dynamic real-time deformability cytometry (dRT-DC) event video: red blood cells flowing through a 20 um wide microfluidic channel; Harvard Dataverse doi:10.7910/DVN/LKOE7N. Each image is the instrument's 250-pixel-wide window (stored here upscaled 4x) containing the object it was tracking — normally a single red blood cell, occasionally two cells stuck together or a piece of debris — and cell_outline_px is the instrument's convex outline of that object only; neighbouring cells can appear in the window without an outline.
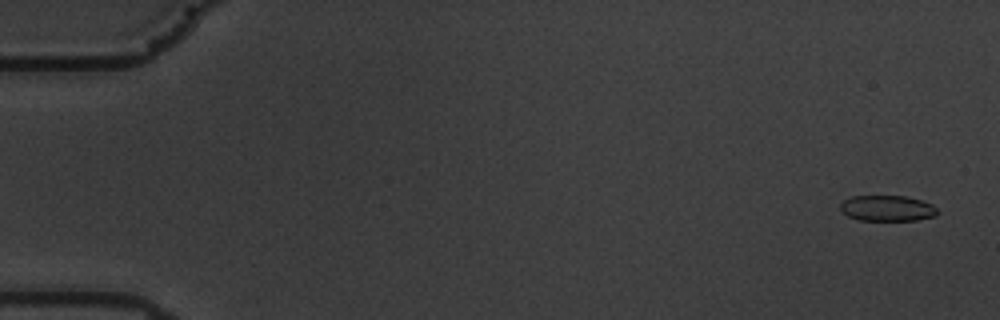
{"species": "common noctule bat (a hibernating species)", "species_latin": "Nyctalus noctula", "temperature_condition": "warm", "stored_images_in_passage": 59, "camera_frame_rate_fps": 3000, "um_per_image_px": 0.085, "animal": {"sex": "male", "body_mass_g": 19.5, "forearm_length_mm": 54.6}, "frame": {"image": 1, "passage_image": 3, "time_ms": 0.667, "image_size_px": [1000, 320], "cell_outline_px": [[940, 212], [936, 216], [916, 220], [860, 220], [848, 216], [840, 208], [840, 204], [844, 200], [852, 196], [904, 196], [920, 200], [932, 204]], "centroid_in_image_um": [75.44, 17.7], "position_along_channel_um": 9.6, "area_um2": 14.51}}
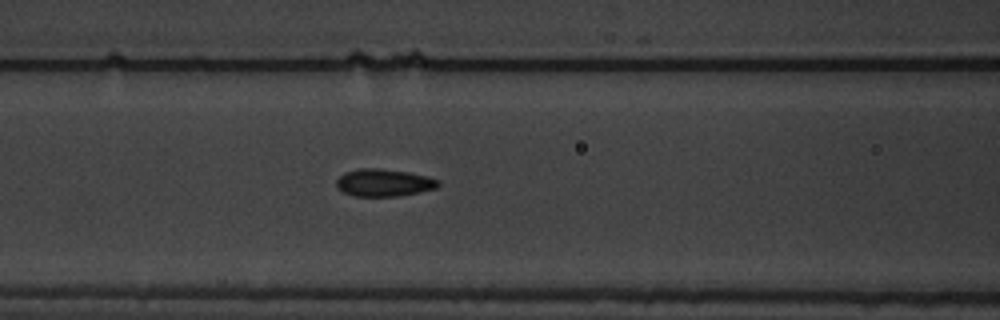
{"frame": {"image": 2, "passage_image": 26, "time_ms": 8.333, "image_size_px": [1000, 320], "cell_outline_px": [[440, 184], [436, 188], [420, 192], [400, 196], [352, 196], [336, 188], [336, 180], [344, 172], [360, 168], [380, 168], [408, 172], [428, 176], [440, 180]], "centroid_in_image_um": [32.63, 15.53], "position_along_channel_um": 134.0, "area_um2": 16.47}}
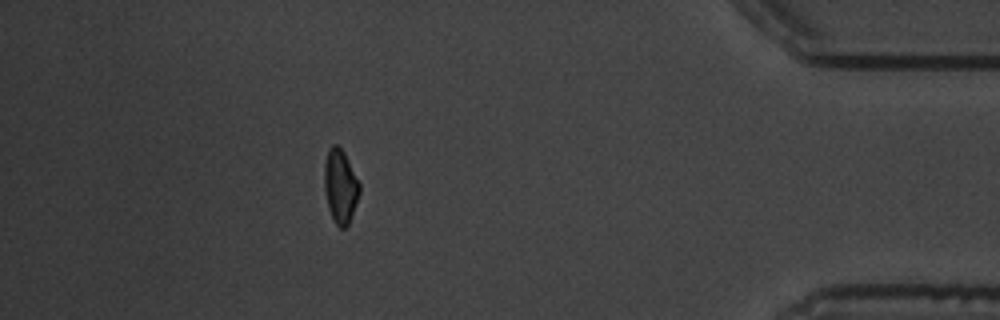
{"frame": {"image": 3, "passage_image": 53, "time_ms": 17.333, "image_size_px": [1000, 320], "cell_outline_px": [[360, 192], [348, 224], [344, 228], [340, 228], [336, 224], [328, 208], [324, 188], [324, 164], [328, 148], [332, 144], [336, 144], [344, 152], [360, 184]], "centroid_in_image_um": [28.91, 15.8], "position_along_channel_um": 406.3, "area_um2": 15.03}, "authors_computed_cell_mechanics": {"area_um2": 15.606, "velocity_mm_per_s": 3.5248, "shape_relaxation_time_tau1_ms": 6.7829, "shape_relaxation_time_tau2_ms": 1.6938, "deformation_change_tau1": 0.1556, "deformation_change_tau2": 0.0757}}